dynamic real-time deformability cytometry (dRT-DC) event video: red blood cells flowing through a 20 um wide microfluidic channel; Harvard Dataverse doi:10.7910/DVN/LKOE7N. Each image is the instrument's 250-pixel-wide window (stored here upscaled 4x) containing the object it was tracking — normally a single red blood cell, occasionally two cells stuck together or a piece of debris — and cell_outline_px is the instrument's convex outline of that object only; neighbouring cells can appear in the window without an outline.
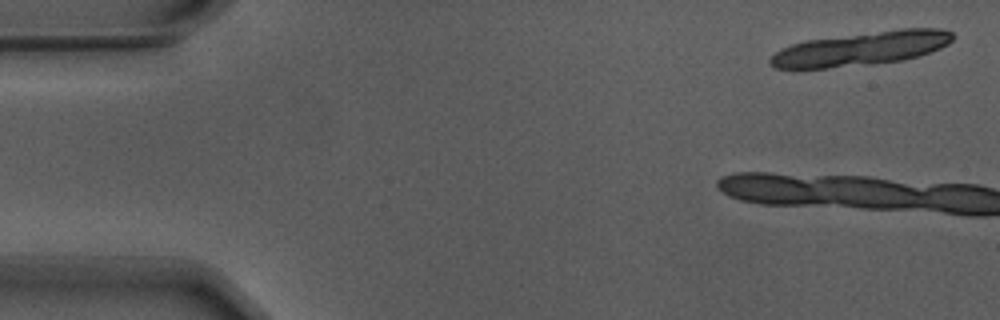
{"species": "Egyptian fruit bat (a non-hibernating species)", "species_latin": "Rousettus aegyptiacus", "temperature_condition": "warm", "stored_images_in_passage": 11, "camera_frame_rate_fps": 3000, "um_per_image_px": 0.085, "animal": {"sex": "male"}, "frame": {"image": 1, "passage_image": 2, "time_ms": 0.333, "image_size_px": [1000, 320], "cell_outline_px": [[956, 36], [948, 44], [940, 48], [904, 60], [824, 68], [776, 68], [768, 64], [768, 60], [780, 48], [804, 40], [900, 28], [940, 28], [952, 32]], "centroid_in_image_um": [73.2, 4.11], "position_along_channel_um": 11.8, "area_um2": 35.84}}